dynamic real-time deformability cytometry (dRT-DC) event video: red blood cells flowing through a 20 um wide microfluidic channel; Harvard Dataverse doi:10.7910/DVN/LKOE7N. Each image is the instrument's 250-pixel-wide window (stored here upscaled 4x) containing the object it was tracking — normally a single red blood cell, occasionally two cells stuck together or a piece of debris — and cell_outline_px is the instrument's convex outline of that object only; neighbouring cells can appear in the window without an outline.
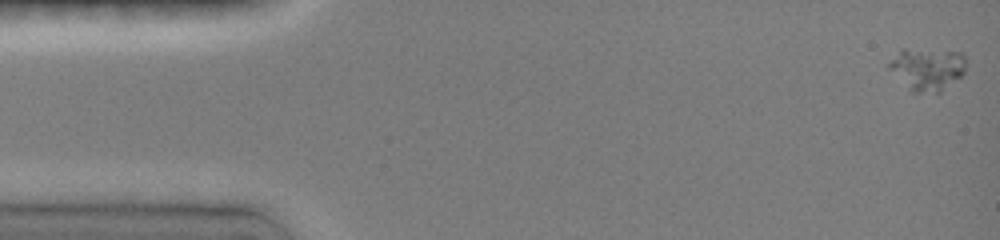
{"species": "common noctule bat (a hibernating species)", "species_latin": "Nyctalus noctula", "temperature_condition": "room temperature", "stored_images_in_passage": 12, "camera_frame_rate_fps": 3000, "um_per_image_px": 0.085, "animal": {"sex": "female", "body_mass_g": 19.0, "forearm_length_mm": 51.5}, "frame": {"image": 1, "passage_image": 1, "time_ms": 0.0, "image_size_px": [1000, 240], "cell_outline_px": [[964, 72], [960, 76], [940, 92], [912, 92], [884, 64], [904, 48], [960, 52], [964, 56]], "centroid_in_image_um": [78.77, 5.85], "position_along_channel_um": 6.2, "area_um2": 18.79}}
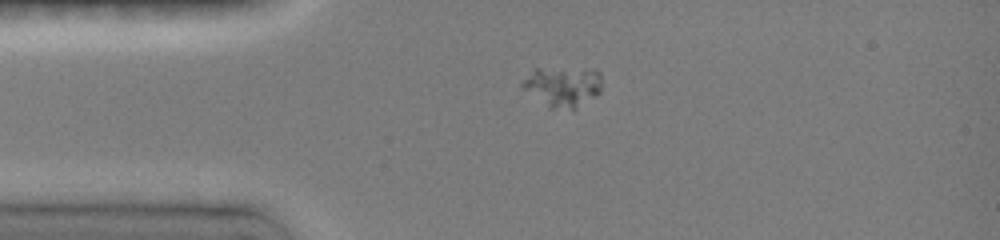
{"frame": {"image": 2, "passage_image": 10, "time_ms": 3.333, "image_size_px": [1000, 240], "cell_outline_px": [[600, 92], [596, 96], [576, 108], [548, 108], [524, 88], [520, 84], [536, 68], [600, 72]], "centroid_in_image_um": [47.83, 7.4], "position_along_channel_um": 37.2, "area_um2": 17.63}}